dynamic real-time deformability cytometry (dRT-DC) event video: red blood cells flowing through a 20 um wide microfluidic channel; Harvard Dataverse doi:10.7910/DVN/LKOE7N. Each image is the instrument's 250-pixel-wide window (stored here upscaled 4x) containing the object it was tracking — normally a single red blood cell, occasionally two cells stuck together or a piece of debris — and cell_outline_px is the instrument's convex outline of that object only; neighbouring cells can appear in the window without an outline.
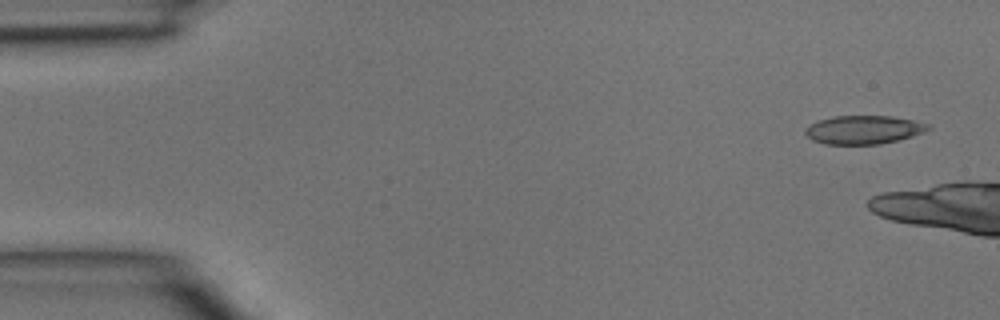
{"species": "common noctule bat (a hibernating species)", "species_latin": "Nyctalus noctula", "temperature_condition": "room temperature", "stored_images_in_passage": 5, "segment_of_instrument_passage": [2, 2], "camera_frame_rate_fps": 3000, "um_per_image_px": 0.085, "animal": {"sex": "male", "body_mass_g": 15.6}, "frame": {"image": 1, "passage_image": 5, "time_ms": 1.333, "image_size_px": [1000, 320], "cell_outline_px": [[932, 128], [924, 132], [900, 140], [880, 144], [824, 144], [812, 140], [804, 132], [812, 124], [820, 120], [832, 116], [892, 116], [912, 120], [928, 124]], "centroid_in_image_um": [73.44, 11.03], "position_along_channel_um": 11.6, "area_um2": 20.29}}